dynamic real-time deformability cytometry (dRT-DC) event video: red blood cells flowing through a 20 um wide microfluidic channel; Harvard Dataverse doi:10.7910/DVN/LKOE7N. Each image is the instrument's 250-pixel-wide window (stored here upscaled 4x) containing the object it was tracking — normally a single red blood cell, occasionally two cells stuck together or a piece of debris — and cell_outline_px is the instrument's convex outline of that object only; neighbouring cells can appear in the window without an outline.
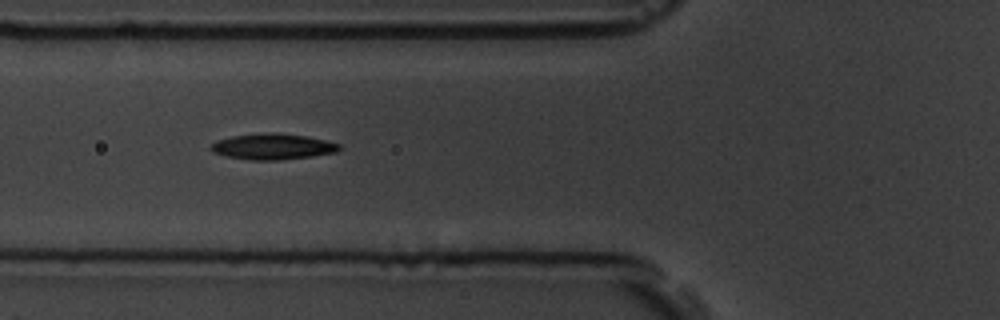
{"species": "common noctule bat (a hibernating species)", "species_latin": "Nyctalus noctula", "temperature_condition": "room temperature", "stored_images_in_passage": 6, "camera_frame_rate_fps": 3000, "um_per_image_px": 0.085, "animal": {"sex": "male", "body_mass_g": 19.5, "forearm_length_mm": 54.6}, "frame": {"image": 1, "passage_image": 6, "time_ms": 6.0, "image_size_px": [1000, 320], "cell_outline_px": [[344, 148], [336, 152], [312, 156], [280, 160], [252, 160], [228, 156], [212, 152], [208, 148], [212, 144], [220, 140], [232, 136], [276, 132], [280, 132], [304, 136], [324, 140], [340, 144]], "centroid_in_image_um": [23.22, 12.46], "position_along_channel_um": 102.6, "area_um2": 19.19}}